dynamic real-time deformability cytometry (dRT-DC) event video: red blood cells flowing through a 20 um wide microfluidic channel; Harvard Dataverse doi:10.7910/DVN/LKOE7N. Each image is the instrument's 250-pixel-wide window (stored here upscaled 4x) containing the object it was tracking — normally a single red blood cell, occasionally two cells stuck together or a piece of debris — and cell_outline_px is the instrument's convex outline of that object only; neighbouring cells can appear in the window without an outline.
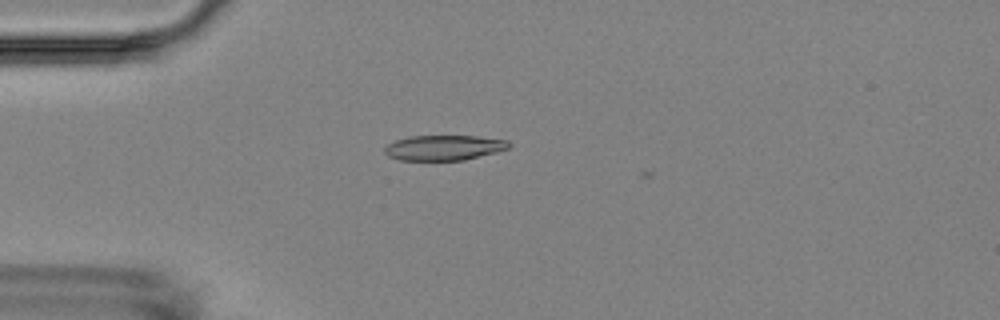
{"species": "Egyptian fruit bat (a non-hibernating species)", "species_latin": "Rousettus aegyptiacus", "temperature_condition": "room temperature", "stored_images_in_passage": 4, "camera_frame_rate_fps": 3000, "um_per_image_px": 0.085, "animal": {"sex": "female"}, "frame": {"image": 1, "passage_image": 4, "time_ms": 4.333, "image_size_px": [1000, 320], "cell_outline_px": [[512, 144], [508, 148], [496, 152], [464, 160], [400, 160], [388, 156], [384, 152], [384, 148], [388, 144], [396, 140], [412, 136], [476, 136], [508, 140]], "centroid_in_image_um": [37.74, 12.55], "position_along_channel_um": 47.3, "area_um2": 18.15}}